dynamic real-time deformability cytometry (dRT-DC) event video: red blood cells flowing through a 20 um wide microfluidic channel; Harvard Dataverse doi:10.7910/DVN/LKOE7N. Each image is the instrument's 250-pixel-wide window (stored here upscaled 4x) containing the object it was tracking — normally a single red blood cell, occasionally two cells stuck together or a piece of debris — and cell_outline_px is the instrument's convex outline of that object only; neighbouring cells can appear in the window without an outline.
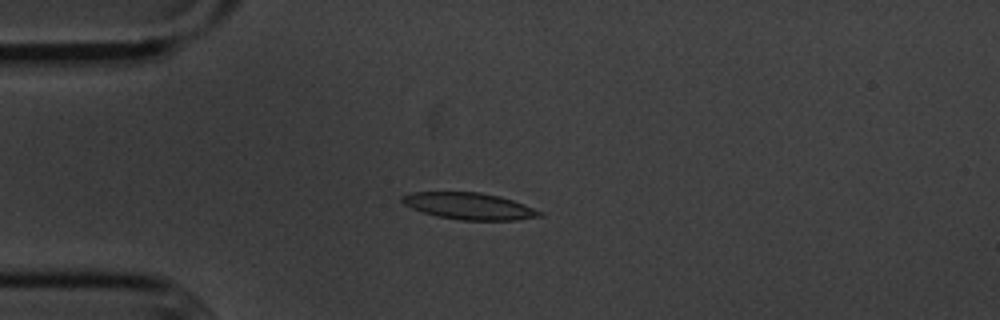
{"species": "common noctule bat (a hibernating species)", "species_latin": "Nyctalus noctula", "temperature_condition": "cold", "stored_images_in_passage": 43, "camera_frame_rate_fps": 3000, "um_per_image_px": 0.085, "animal": {"sex": "male", "body_mass_g": 20.1, "forearm_length_mm": 53.5}, "frame": {"image": 1, "passage_image": 2, "time_ms": 0.333, "image_size_px": [1000, 320], "cell_outline_px": [[544, 216], [516, 220], [460, 220], [436, 216], [412, 208], [404, 204], [400, 200], [400, 196], [412, 192], [480, 192], [500, 196], [524, 204], [544, 212]], "centroid_in_image_um": [39.9, 17.52], "position_along_channel_um": 45.1, "area_um2": 21.5}}
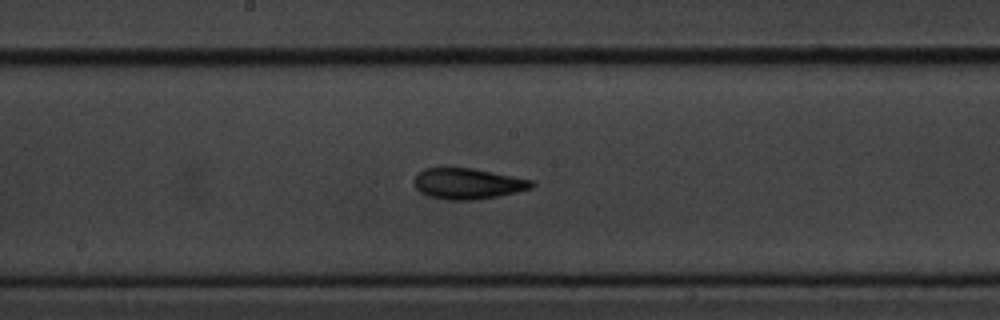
{"frame": {"image": 2, "passage_image": 17, "time_ms": 5.333, "image_size_px": [1000, 320], "cell_outline_px": [[536, 184], [532, 188], [516, 192], [496, 196], [472, 200], [448, 200], [428, 196], [420, 192], [412, 184], [412, 180], [424, 168], [472, 168], [532, 180]], "centroid_in_image_um": [39.72, 15.61], "position_along_channel_um": 208.5, "area_um2": 21.04}}
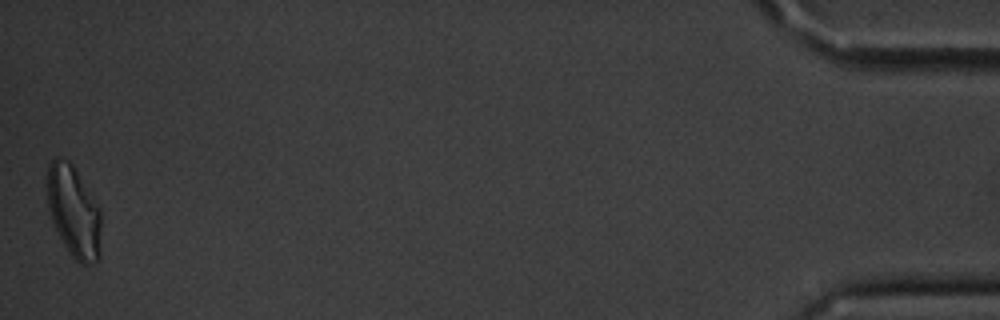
{"frame": {"image": 3, "passage_image": 43, "time_ms": 14.0, "image_size_px": [1000, 320], "cell_outline_px": [[100, 260], [92, 264], [80, 264], [68, 252], [52, 220], [48, 208], [48, 164], [56, 156], [68, 160], [72, 164], [100, 208]], "centroid_in_image_um": [6.28, 18.0], "position_along_channel_um": 428.9, "area_um2": 28.61}, "authors_computed_cell_mechanics": {"area_um2": 21.2126, "velocity_mm_per_s": 3.6054, "shape_relaxation_time_tau1_ms": 4.5807, "shape_relaxation_time_tau2_ms": 4.0122, "deformation_change_tau1": 0.1263, "deformation_change_tau2": 0.1044}}